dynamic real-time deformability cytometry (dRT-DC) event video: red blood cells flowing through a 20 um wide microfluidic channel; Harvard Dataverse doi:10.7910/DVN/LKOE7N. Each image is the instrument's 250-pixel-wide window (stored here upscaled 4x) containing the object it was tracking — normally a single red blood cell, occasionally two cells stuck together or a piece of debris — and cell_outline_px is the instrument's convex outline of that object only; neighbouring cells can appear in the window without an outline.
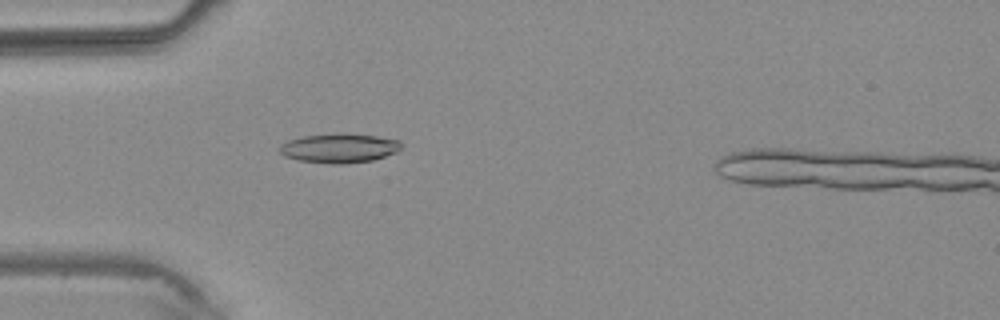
{"species": "common noctule bat (a hibernating species)", "species_latin": "Nyctalus noctula", "temperature_condition": "warm", "stored_images_in_passage": 2, "camera_frame_rate_fps": 3000, "um_per_image_px": 0.085, "animal": {"sex": "male", "body_mass_g": 20.4}, "frame": {"image": 1, "passage_image": 2, "time_ms": 1.333, "image_size_px": [1000, 320], "cell_outline_px": [[404, 144], [396, 152], [372, 160], [344, 164], [332, 164], [300, 160], [284, 156], [280, 152], [280, 144], [288, 140], [304, 136], [340, 132], [344, 132], [376, 136], [400, 140]], "centroid_in_image_um": [28.85, 12.57], "position_along_channel_um": 56.1, "area_um2": 20.92}}